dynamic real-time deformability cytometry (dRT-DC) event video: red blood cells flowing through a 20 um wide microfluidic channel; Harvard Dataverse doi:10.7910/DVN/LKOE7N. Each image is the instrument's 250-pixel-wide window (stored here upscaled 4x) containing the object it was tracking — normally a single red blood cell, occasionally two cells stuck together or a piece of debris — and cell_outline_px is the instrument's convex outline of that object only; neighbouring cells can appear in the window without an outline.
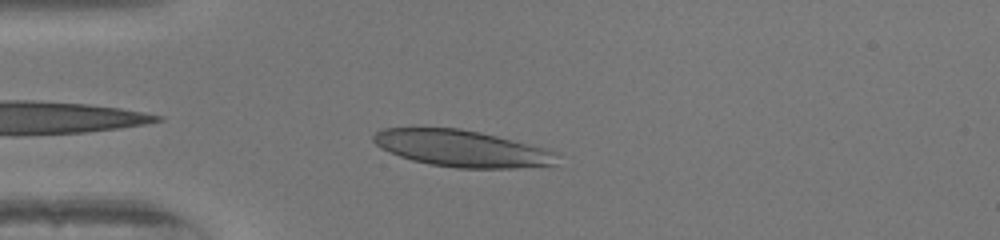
{"species": "human", "species_latin": "Homo sapiens", "temperature_condition": "warm", "stored_images_in_passage": 40, "camera_frame_rate_fps": 3000, "um_per_image_px": 0.085, "donor": {"sex": "female"}, "frame": {"image": 1, "passage_image": 3, "time_ms": 0.667, "image_size_px": [1000, 240], "cell_outline_px": [[556, 152], [552, 164], [516, 168], [456, 168], [432, 164], [412, 160], [400, 156], [380, 148], [372, 140], [372, 136], [380, 128], [460, 128], [480, 132], [544, 148]], "centroid_in_image_um": [39.16, 12.61], "position_along_channel_um": 45.8, "area_um2": 38.61}}
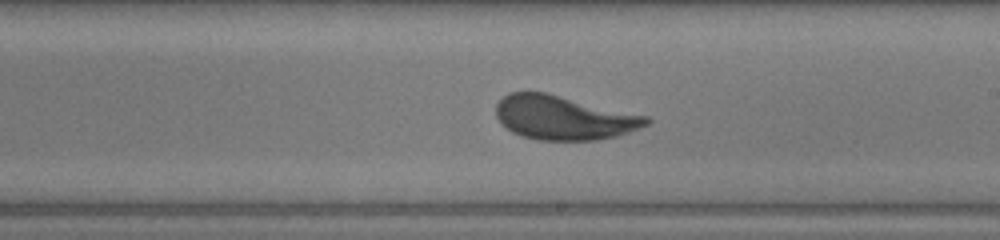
{"frame": {"image": 2, "passage_image": 19, "time_ms": 6.0, "image_size_px": [1000, 240], "cell_outline_px": [[652, 120], [648, 124], [628, 132], [616, 136], [596, 140], [540, 140], [524, 136], [512, 132], [496, 116], [496, 104], [508, 92], [544, 92], [648, 116]], "centroid_in_image_um": [47.92, 10.0], "position_along_channel_um": 241.1, "area_um2": 38.15}}
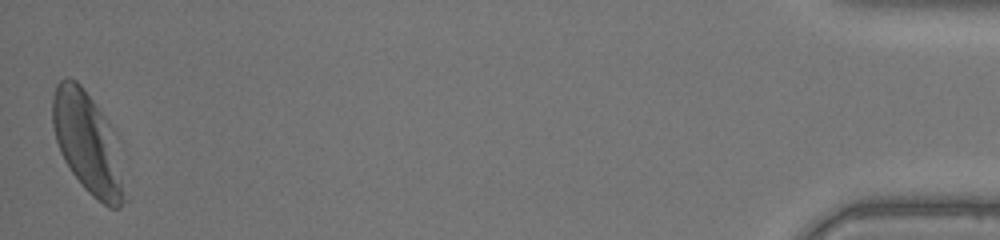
{"frame": {"image": 3, "passage_image": 40, "time_ms": 13.0, "image_size_px": [1000, 240], "cell_outline_px": [[128, 200], [120, 208], [108, 208], [92, 196], [84, 188], [72, 172], [64, 160], [60, 152], [56, 140], [52, 124], [52, 100], [56, 84], [60, 80], [68, 76], [76, 80], [84, 88], [116, 132]], "centroid_in_image_um": [7.5, 12.2], "position_along_channel_um": 427.7, "area_um2": 43.29}, "authors_computed_cell_mechanics": {"area_um2": 38.3792, "velocity_mm_per_s": 4.0424, "shape_relaxation_time_tau1_ms": 2.6984, "shape_relaxation_time_tau2_ms": null, "deformation_change_tau1": 0.166, "deformation_change_tau2": null}}